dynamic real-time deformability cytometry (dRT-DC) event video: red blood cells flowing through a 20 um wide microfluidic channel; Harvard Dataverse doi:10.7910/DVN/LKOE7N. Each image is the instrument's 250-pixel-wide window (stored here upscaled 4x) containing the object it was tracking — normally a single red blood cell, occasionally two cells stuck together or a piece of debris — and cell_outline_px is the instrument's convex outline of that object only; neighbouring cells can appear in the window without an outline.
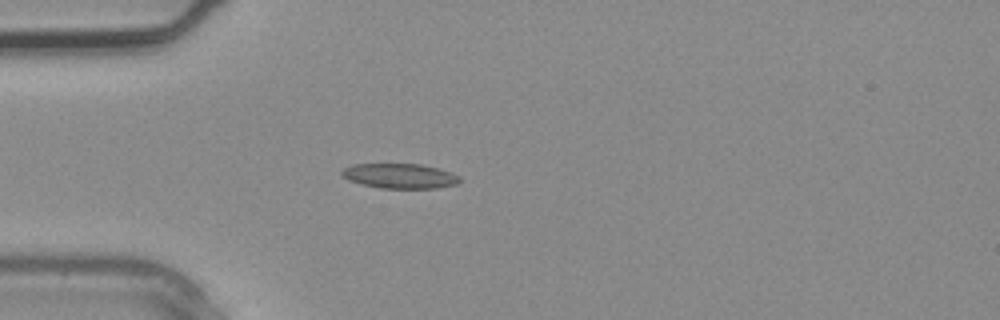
{"species": "common noctule bat (a hibernating species)", "species_latin": "Nyctalus noctula", "temperature_condition": "warm", "stored_images_in_passage": 3, "camera_frame_rate_fps": 3000, "um_per_image_px": 0.085, "animal": {"sex": "male", "body_mass_g": 20.4}, "frame": {"image": 1, "passage_image": 3, "time_ms": 0.667, "image_size_px": [1000, 320], "cell_outline_px": [[460, 180], [456, 184], [436, 188], [380, 188], [348, 180], [340, 172], [344, 168], [352, 164], [420, 164], [436, 168], [460, 176]], "centroid_in_image_um": [33.96, 14.95], "position_along_channel_um": 51.0, "area_um2": 16.82}}